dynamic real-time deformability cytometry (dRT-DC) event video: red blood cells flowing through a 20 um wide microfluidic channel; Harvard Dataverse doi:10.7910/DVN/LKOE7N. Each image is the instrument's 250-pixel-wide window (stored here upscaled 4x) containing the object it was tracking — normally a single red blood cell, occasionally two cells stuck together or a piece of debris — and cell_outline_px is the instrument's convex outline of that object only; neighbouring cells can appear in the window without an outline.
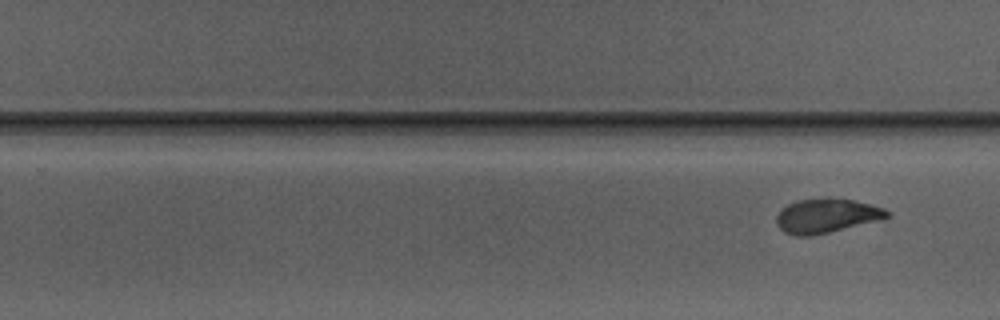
{"species": "Egyptian fruit bat (a non-hibernating species)", "species_latin": "Rousettus aegyptiacus", "temperature_condition": "warm", "stored_images_in_passage": 9, "segment_of_instrument_passage": [2, 2], "camera_frame_rate_fps": 3000, "um_per_image_px": 0.085, "animal": {"sex": "male"}, "frame": {"image": 1, "passage_image": 9, "time_ms": 10.333, "image_size_px": [1000, 320], "cell_outline_px": [[892, 216], [812, 236], [796, 236], [784, 232], [776, 224], [776, 216], [780, 208], [788, 204], [800, 200], [824, 196], [828, 196], [852, 200], [872, 204], [884, 208]], "centroid_in_image_um": [70.2, 18.31], "position_along_channel_um": 259.6, "area_um2": 22.2}}